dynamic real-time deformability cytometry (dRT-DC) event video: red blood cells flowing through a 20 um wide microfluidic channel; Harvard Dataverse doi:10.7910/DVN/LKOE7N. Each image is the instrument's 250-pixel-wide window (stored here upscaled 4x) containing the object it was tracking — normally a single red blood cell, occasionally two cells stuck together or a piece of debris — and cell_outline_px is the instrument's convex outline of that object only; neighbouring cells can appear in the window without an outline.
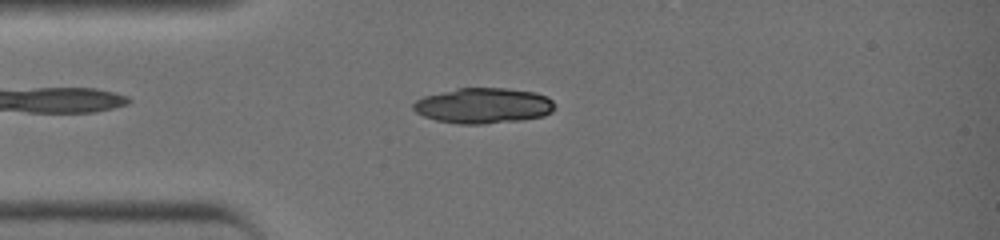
{"species": "common noctule bat (a hibernating species)", "species_latin": "Nyctalus noctula", "temperature_condition": "warm", "stored_images_in_passage": 42, "camera_frame_rate_fps": 3000, "um_per_image_px": 0.085, "animal": {"sex": "female", "body_mass_g": 19.0, "forearm_length_mm": 51.5}, "frame": {"image": 1, "passage_image": 11, "time_ms": 3.333, "image_size_px": [1000, 240], "cell_outline_px": [[552, 108], [548, 112], [540, 116], [512, 120], [476, 124], [464, 124], [436, 120], [424, 116], [416, 112], [412, 108], [412, 104], [416, 100], [424, 96], [456, 88], [508, 88], [536, 92], [548, 96], [552, 100]], "centroid_in_image_um": [41.02, 8.95], "position_along_channel_um": 44.0, "area_um2": 28.67}}
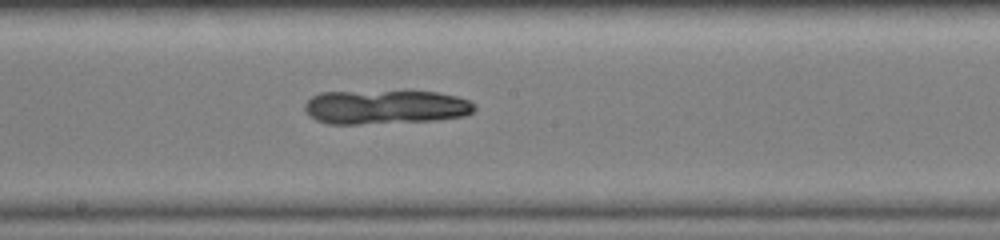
{"frame": {"image": 2, "passage_image": 23, "time_ms": 7.333, "image_size_px": [1000, 240], "cell_outline_px": [[476, 108], [472, 112], [460, 116], [428, 120], [356, 124], [332, 124], [316, 120], [304, 108], [308, 100], [312, 96], [320, 92], [404, 88], [408, 88], [436, 92], [456, 96], [468, 100]], "centroid_in_image_um": [32.73, 9.02], "position_along_channel_um": 215.5, "area_um2": 34.56}}
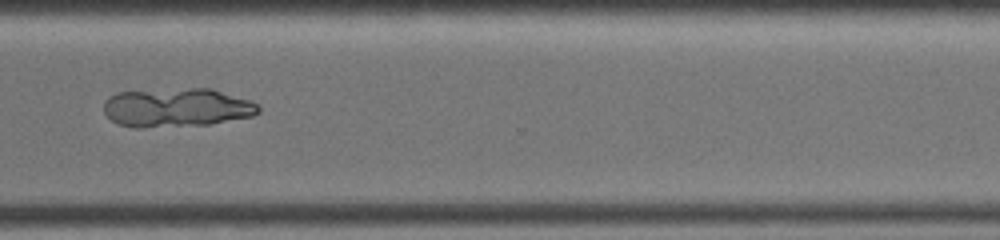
{"frame": {"image": 3, "passage_image": 32, "time_ms": 10.333, "image_size_px": [1000, 240], "cell_outline_px": [[260, 112], [252, 116], [208, 124], [120, 124], [112, 120], [104, 112], [104, 104], [116, 92], [192, 88], [212, 88], [252, 100], [260, 108]], "centroid_in_image_um": [15.14, 9.08], "position_along_channel_um": 355.5, "area_um2": 33.52}}